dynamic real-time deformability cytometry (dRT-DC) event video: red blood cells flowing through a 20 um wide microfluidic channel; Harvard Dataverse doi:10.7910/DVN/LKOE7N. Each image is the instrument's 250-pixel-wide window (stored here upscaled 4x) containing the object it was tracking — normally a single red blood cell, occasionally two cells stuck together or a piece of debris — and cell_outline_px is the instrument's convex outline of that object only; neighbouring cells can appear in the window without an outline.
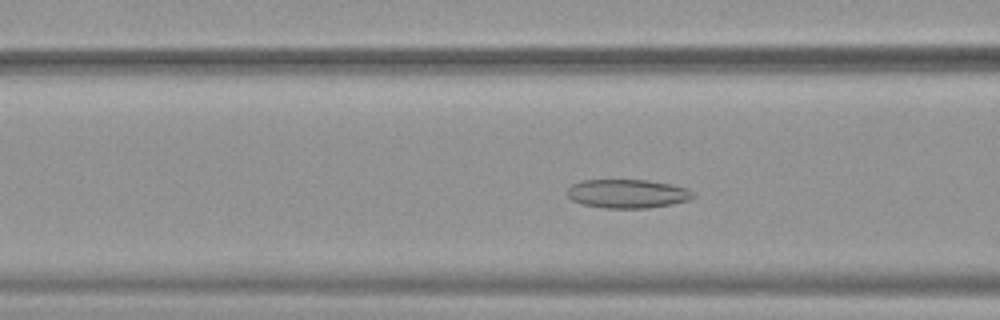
{"species": "common noctule bat (a hibernating species)", "species_latin": "Nyctalus noctula", "temperature_condition": "warm", "stored_images_in_passage": 42, "camera_frame_rate_fps": 3000, "um_per_image_px": 0.085, "animal": {"sex": "female", "body_mass_g": 19.9}, "frame": {"image": 1, "passage_image": 15, "time_ms": 4.667, "image_size_px": [1000, 320], "cell_outline_px": [[696, 196], [688, 200], [672, 204], [648, 208], [604, 208], [584, 204], [572, 200], [568, 196], [568, 188], [572, 184], [580, 180], [648, 180], [672, 184], [688, 188], [696, 192]], "centroid_in_image_um": [53.38, 16.46], "position_along_channel_um": 113.2, "area_um2": 21.27}}
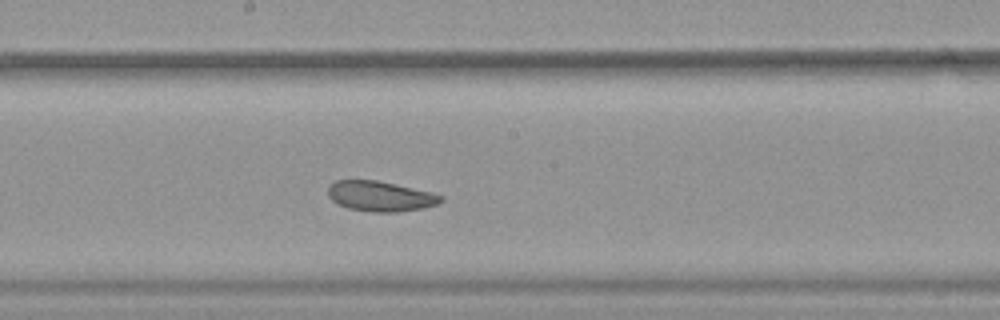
{"frame": {"image": 2, "passage_image": 23, "time_ms": 7.333, "image_size_px": [1000, 320], "cell_outline_px": [[444, 200], [436, 204], [424, 208], [400, 212], [372, 212], [348, 208], [332, 200], [328, 196], [328, 188], [336, 180], [376, 180], [432, 192], [444, 196]], "centroid_in_image_um": [32.36, 16.68], "position_along_channel_um": 215.8, "area_um2": 19.83}}
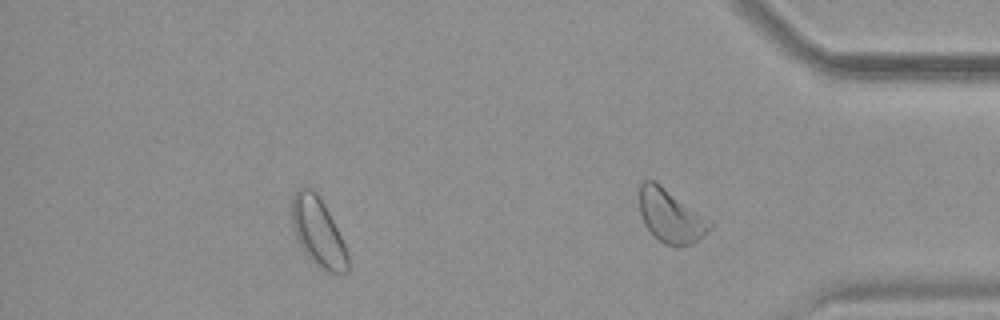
{"frame": {"image": 3, "passage_image": 36, "time_ms": 11.667, "image_size_px": [1000, 320], "cell_outline_px": [[348, 272], [328, 272], [320, 268], [304, 252], [296, 236], [292, 224], [292, 192], [296, 188], [312, 188], [316, 192], [324, 204], [348, 252]], "centroid_in_image_um": [27.01, 19.7], "position_along_channel_um": 408.2, "area_um2": 22.02}, "authors_computed_cell_mechanics": {"area_um2": 21.8773, "velocity_mm_per_s": 3.8595, "shape_relaxation_time_tau1_ms": null, "shape_relaxation_time_tau2_ms": 2.5498, "deformation_change_tau1": null, "deformation_change_tau2": 0.0879}}